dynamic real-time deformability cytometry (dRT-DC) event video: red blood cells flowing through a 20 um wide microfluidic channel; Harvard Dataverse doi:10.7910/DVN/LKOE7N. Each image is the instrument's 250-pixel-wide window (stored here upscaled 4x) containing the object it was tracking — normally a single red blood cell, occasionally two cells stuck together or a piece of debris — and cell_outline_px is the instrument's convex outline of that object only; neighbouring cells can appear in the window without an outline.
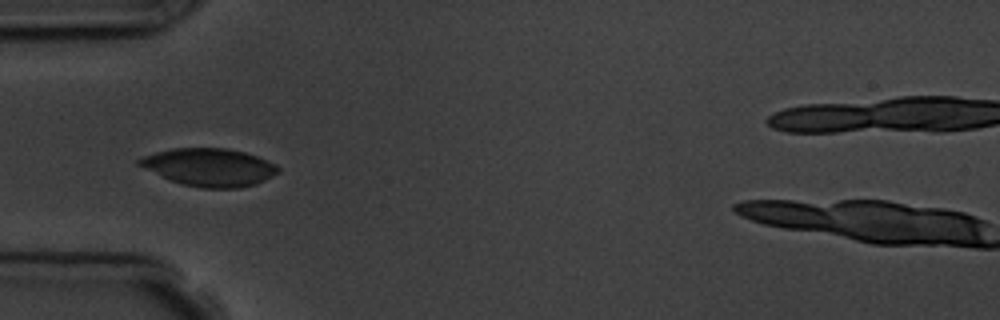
{"species": "common noctule bat (a hibernating species)", "species_latin": "Nyctalus noctula", "temperature_condition": "room temperature", "stored_images_in_passage": 9, "camera_frame_rate_fps": 3000, "um_per_image_px": 0.085, "animal": {"sex": "male", "body_mass_g": 19.5, "forearm_length_mm": 54.6}, "frame": {"image": 1, "passage_image": 4, "time_ms": 3.333, "image_size_px": [1000, 320], "cell_outline_px": [[280, 172], [256, 184], [240, 188], [200, 188], [184, 184], [172, 180], [136, 164], [136, 160], [144, 156], [156, 152], [172, 148], [228, 148], [244, 152], [256, 156], [276, 164], [280, 168]], "centroid_in_image_um": [17.83, 14.21], "position_along_channel_um": 67.2, "area_um2": 30.4}}
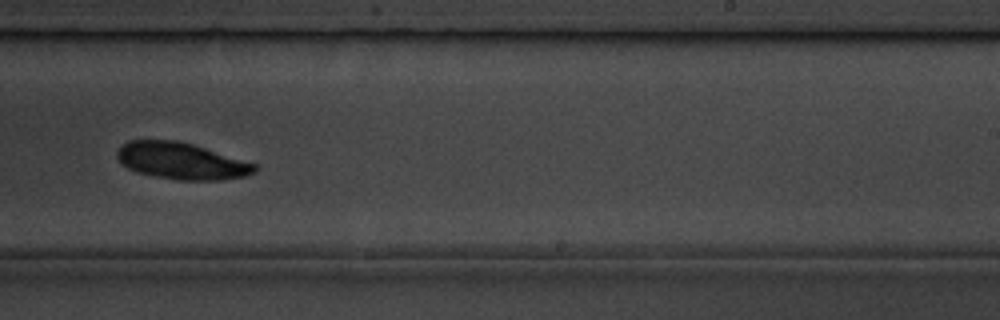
{"frame": {"image": 2, "passage_image": 9, "time_ms": 9.0, "image_size_px": [1000, 320], "cell_outline_px": [[256, 172], [244, 176], [220, 180], [180, 180], [152, 176], [136, 172], [120, 164], [116, 156], [116, 152], [128, 140], [176, 140], [192, 144], [256, 164]], "centroid_in_image_um": [15.37, 13.69], "position_along_channel_um": 273.6, "area_um2": 29.3}}